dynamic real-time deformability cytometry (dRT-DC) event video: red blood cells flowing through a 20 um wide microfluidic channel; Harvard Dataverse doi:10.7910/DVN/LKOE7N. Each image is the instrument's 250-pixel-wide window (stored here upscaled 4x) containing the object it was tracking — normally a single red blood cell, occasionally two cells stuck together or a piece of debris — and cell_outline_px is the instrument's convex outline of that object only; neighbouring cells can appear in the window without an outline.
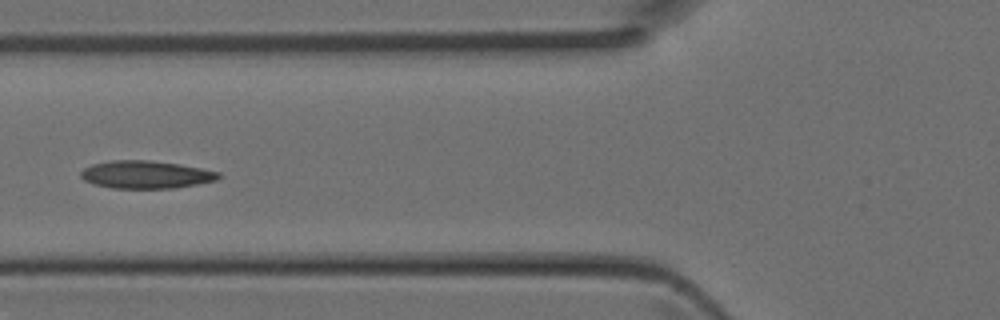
{"species": "Egyptian fruit bat (a non-hibernating species)", "species_latin": "Rousettus aegyptiacus", "temperature_condition": "room temperature", "stored_images_in_passage": 38, "camera_frame_rate_fps": 3000, "um_per_image_px": 0.085, "animal": {"sex": "female"}, "frame": {"image": 1, "passage_image": 10, "time_ms": 3.0, "image_size_px": [1000, 320], "cell_outline_px": [[224, 176], [216, 180], [196, 184], [172, 188], [112, 188], [96, 184], [84, 180], [80, 176], [80, 172], [84, 168], [92, 164], [112, 160], [148, 160], [180, 164], [220, 172]], "centroid_in_image_um": [12.41, 14.83], "position_along_channel_um": 113.4, "area_um2": 22.2}}
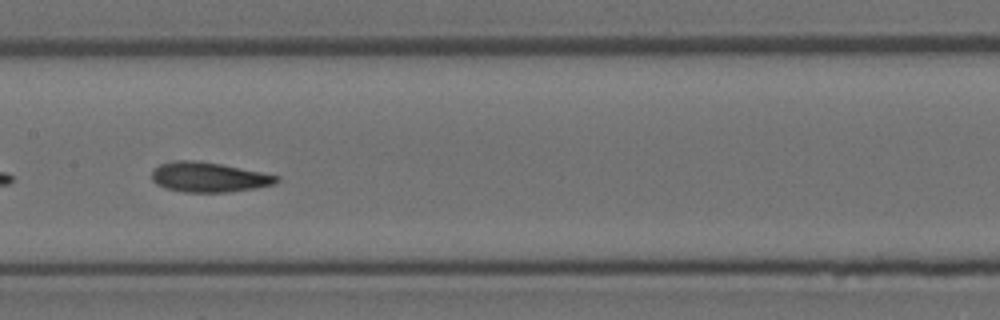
{"frame": {"image": 2, "passage_image": 15, "time_ms": 4.667, "image_size_px": [1000, 320], "cell_outline_px": [[280, 180], [272, 184], [256, 188], [228, 192], [184, 192], [164, 188], [156, 184], [152, 180], [152, 172], [160, 164], [176, 160], [192, 160], [220, 164], [280, 176]], "centroid_in_image_um": [17.72, 15.07], "position_along_channel_um": 189.7, "area_um2": 21.56}}
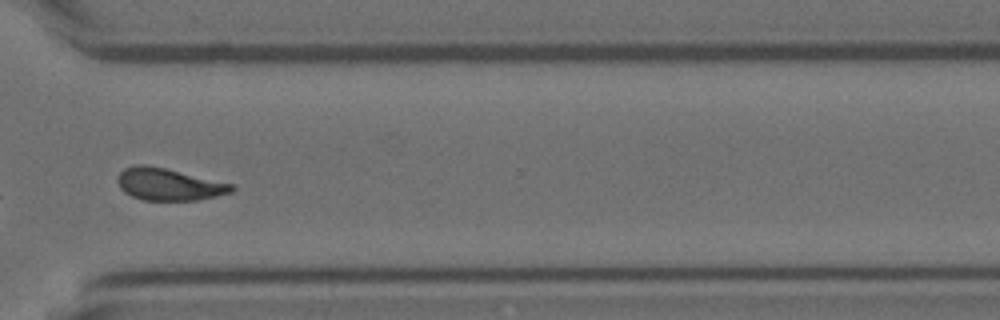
{"frame": {"image": 3, "passage_image": 26, "time_ms": 8.333, "image_size_px": [1000, 320], "cell_outline_px": [[236, 188], [232, 192], [200, 200], [144, 200], [132, 196], [124, 192], [120, 188], [116, 180], [120, 172], [124, 168], [136, 164], [144, 164], [164, 168], [236, 184]], "centroid_in_image_um": [14.37, 15.67], "position_along_channel_um": 356.2, "area_um2": 21.5}}